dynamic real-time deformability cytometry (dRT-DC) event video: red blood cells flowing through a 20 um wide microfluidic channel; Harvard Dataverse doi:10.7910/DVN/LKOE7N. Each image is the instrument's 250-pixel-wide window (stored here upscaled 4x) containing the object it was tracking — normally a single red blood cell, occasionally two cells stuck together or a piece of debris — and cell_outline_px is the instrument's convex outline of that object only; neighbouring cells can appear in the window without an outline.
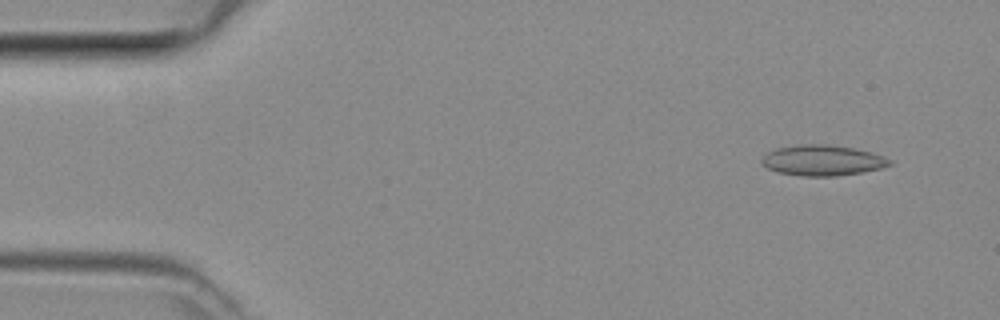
{"species": "common noctule bat (a hibernating species)", "species_latin": "Nyctalus noctula", "temperature_condition": "room temperature", "stored_images_in_passage": 43, "camera_frame_rate_fps": 3000, "um_per_image_px": 0.085, "animal": {"sex": "female", "body_mass_g": 29.2, "forearm_length_mm": 56.3}, "frame": {"image": 1, "passage_image": 1, "time_ms": 0.0, "image_size_px": [1000, 320], "cell_outline_px": [[892, 164], [880, 168], [860, 172], [836, 176], [804, 176], [780, 172], [768, 168], [760, 160], [768, 152], [776, 148], [796, 144], [828, 144], [852, 148], [872, 152], [884, 156], [892, 160]], "centroid_in_image_um": [69.92, 13.62], "position_along_channel_um": 15.1, "area_um2": 22.66}}
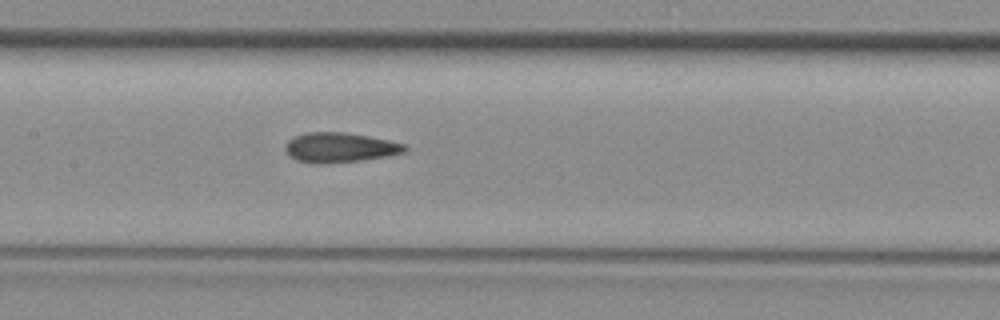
{"frame": {"image": 2, "passage_image": 19, "time_ms": 6.0, "image_size_px": [1000, 320], "cell_outline_px": [[408, 148], [404, 152], [384, 156], [360, 160], [316, 164], [296, 160], [288, 152], [288, 140], [304, 132], [344, 132], [368, 136], [408, 144]], "centroid_in_image_um": [28.93, 12.52], "position_along_channel_um": 178.5, "area_um2": 20.35}}
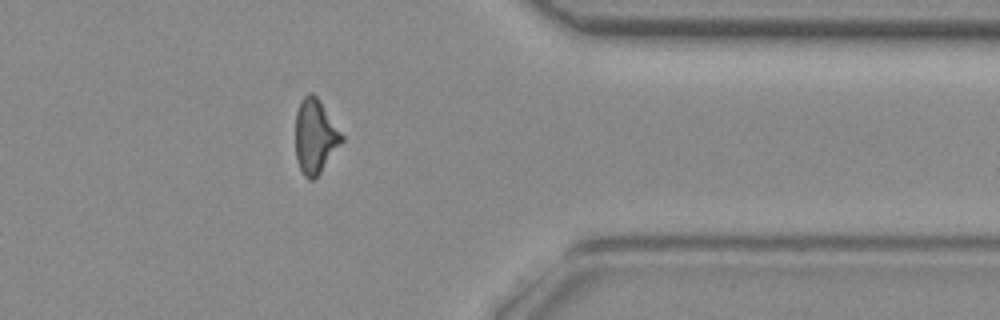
{"frame": {"image": 3, "passage_image": 34, "time_ms": 11.0, "image_size_px": [1000, 320], "cell_outline_px": [[344, 140], [316, 180], [308, 180], [304, 176], [300, 168], [296, 156], [296, 112], [300, 100], [308, 92], [312, 92], [320, 100], [344, 136]], "centroid_in_image_um": [26.8, 11.6], "position_along_channel_um": 384.6, "area_um2": 20.29}}